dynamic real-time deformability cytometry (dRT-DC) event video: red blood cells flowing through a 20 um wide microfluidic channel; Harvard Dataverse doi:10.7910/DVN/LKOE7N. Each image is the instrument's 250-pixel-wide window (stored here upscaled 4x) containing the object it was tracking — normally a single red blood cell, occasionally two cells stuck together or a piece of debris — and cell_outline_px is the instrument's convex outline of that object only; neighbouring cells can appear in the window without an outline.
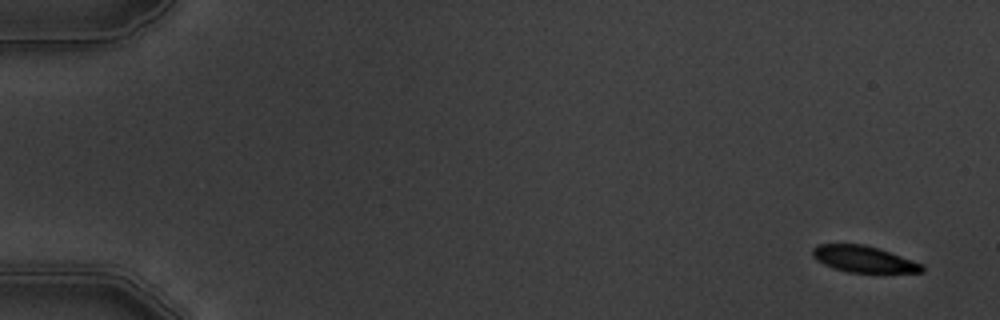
{"species": "common noctule bat (a hibernating species)", "species_latin": "Nyctalus noctula", "temperature_condition": "warm", "stored_images_in_passage": 8, "camera_frame_rate_fps": 3000, "um_per_image_px": 0.085, "animal": {"sex": "male", "body_mass_g": 19.5, "forearm_length_mm": 54.6}, "frame": {"image": 1, "passage_image": 1, "time_ms": 0.0, "image_size_px": [1000, 320], "cell_outline_px": [[924, 272], [848, 272], [832, 268], [816, 260], [812, 256], [812, 248], [816, 244], [864, 244], [924, 264]], "centroid_in_image_um": [73.36, 22.02], "position_along_channel_um": 11.6, "area_um2": 16.7}}
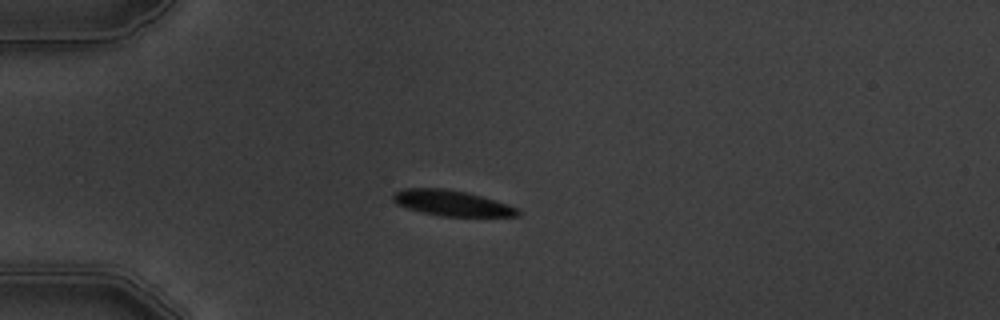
{"frame": {"image": 2, "passage_image": 4, "time_ms": 4.333, "image_size_px": [1000, 320], "cell_outline_px": [[520, 216], [440, 216], [408, 208], [396, 204], [392, 200], [392, 196], [396, 192], [404, 188], [444, 188], [468, 192], [508, 204], [520, 208]], "centroid_in_image_um": [38.43, 17.26], "position_along_channel_um": 46.6, "area_um2": 18.61}}